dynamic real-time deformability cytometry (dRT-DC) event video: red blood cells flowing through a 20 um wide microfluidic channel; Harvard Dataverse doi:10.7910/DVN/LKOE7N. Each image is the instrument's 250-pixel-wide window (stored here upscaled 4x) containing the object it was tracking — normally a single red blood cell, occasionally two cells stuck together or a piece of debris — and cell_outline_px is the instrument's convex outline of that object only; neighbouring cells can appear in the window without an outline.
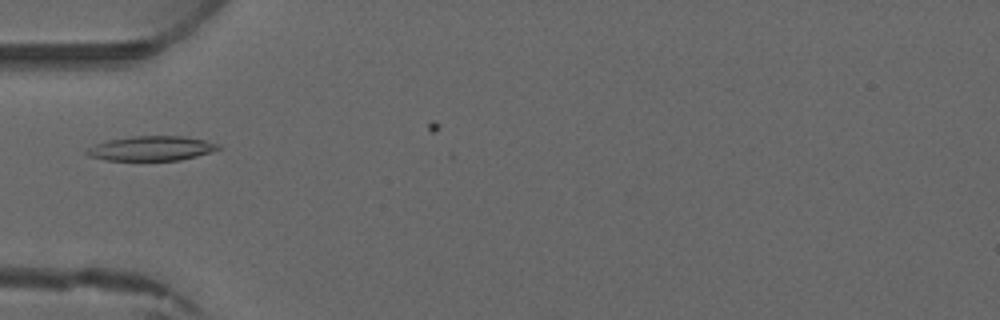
{"species": "common noctule bat (a hibernating species)", "species_latin": "Nyctalus noctula", "temperature_condition": "warm", "stored_images_in_passage": 5, "camera_frame_rate_fps": 3000, "um_per_image_px": 0.085, "animal": {"sex": "male", "forearm_length_mm": 52.5}, "frame": {"image": 1, "passage_image": 4, "time_ms": 4.0, "image_size_px": [1000, 320], "cell_outline_px": [[220, 148], [196, 156], [180, 160], [108, 160], [88, 156], [84, 152], [88, 148], [96, 144], [108, 140], [132, 136], [184, 136], [204, 140], [220, 144]], "centroid_in_image_um": [12.85, 12.61], "position_along_channel_um": 72.2, "area_um2": 18.67}}